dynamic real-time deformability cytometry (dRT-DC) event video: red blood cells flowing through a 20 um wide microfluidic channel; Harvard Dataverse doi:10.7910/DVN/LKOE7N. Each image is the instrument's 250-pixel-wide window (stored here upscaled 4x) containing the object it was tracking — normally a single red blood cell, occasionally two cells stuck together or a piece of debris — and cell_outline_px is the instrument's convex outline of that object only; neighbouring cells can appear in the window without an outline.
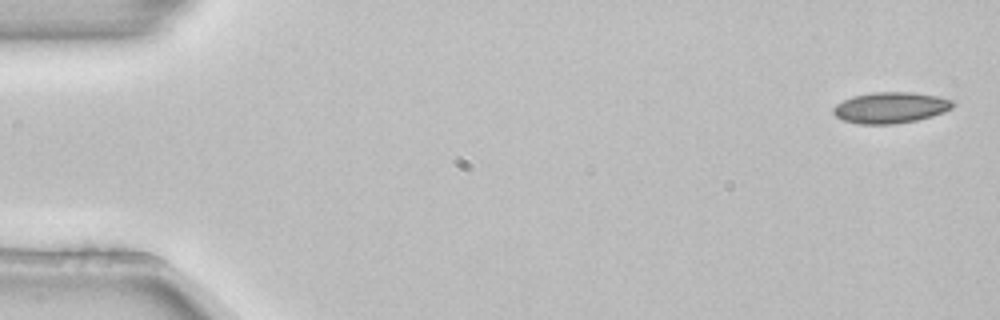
{"species": "common noctule bat (a hibernating species)", "species_latin": "Nyctalus noctula", "temperature_condition": "room temperature", "stored_images_in_passage": 3, "camera_frame_rate_fps": 3000, "um_per_image_px": 0.085, "animal": {"sex": "female", "body_mass_g": 22.7, "forearm_length_mm": 54.2}, "frame": {"image": 1, "passage_image": 1, "time_ms": 0.0, "image_size_px": [1000, 320], "cell_outline_px": [[956, 104], [952, 108], [944, 112], [932, 116], [916, 120], [896, 124], [860, 124], [844, 120], [836, 116], [832, 112], [832, 108], [836, 104], [852, 96], [872, 92], [912, 92], [936, 96], [952, 100]], "centroid_in_image_um": [75.69, 9.15], "position_along_channel_um": 9.3, "area_um2": 21.68}}
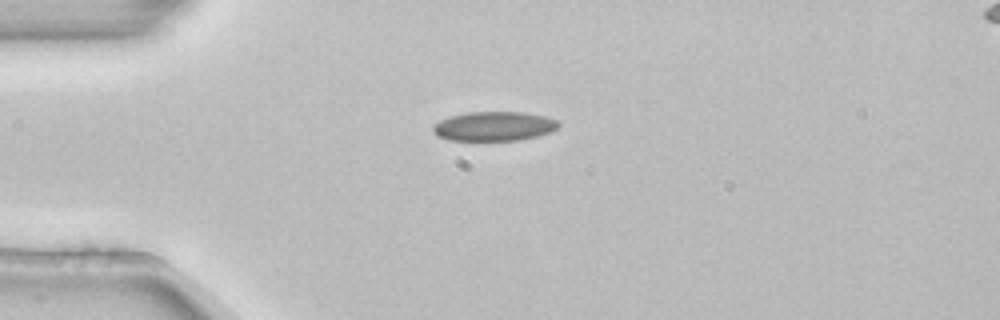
{"frame": {"image": 2, "passage_image": 3, "time_ms": 0.667, "image_size_px": [1000, 320], "cell_outline_px": [[560, 124], [552, 132], [536, 136], [516, 140], [448, 140], [436, 136], [432, 132], [432, 124], [440, 120], [452, 116], [468, 112], [524, 112], [544, 116], [556, 120]], "centroid_in_image_um": [41.95, 10.73], "position_along_channel_um": 43.1, "area_um2": 21.44}}